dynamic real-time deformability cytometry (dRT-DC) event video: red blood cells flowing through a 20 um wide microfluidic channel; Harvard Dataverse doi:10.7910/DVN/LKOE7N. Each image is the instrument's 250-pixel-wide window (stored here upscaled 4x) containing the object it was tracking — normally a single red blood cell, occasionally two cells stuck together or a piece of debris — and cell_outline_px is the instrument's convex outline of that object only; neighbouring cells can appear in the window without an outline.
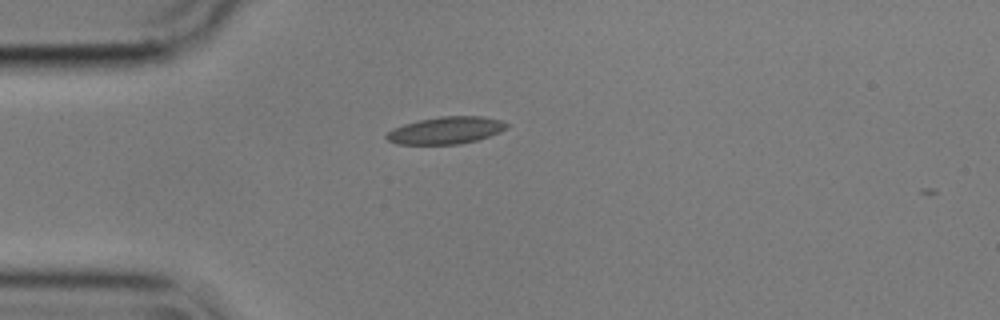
{"species": "common noctule bat (a hibernating species)", "species_latin": "Nyctalus noctula", "temperature_condition": "cold", "stored_images_in_passage": 42, "camera_frame_rate_fps": 3000, "um_per_image_px": 0.085, "animal": {"sex": "male", "body_mass_g": 17.9}, "frame": {"image": 1, "passage_image": 1, "time_ms": 0.0, "image_size_px": [1000, 320], "cell_outline_px": [[508, 128], [500, 132], [476, 140], [460, 144], [396, 144], [388, 140], [384, 136], [392, 128], [404, 124], [420, 120], [440, 116], [480, 116], [500, 120], [508, 124]], "centroid_in_image_um": [37.89, 11.08], "position_along_channel_um": 47.1, "area_um2": 18.96}}
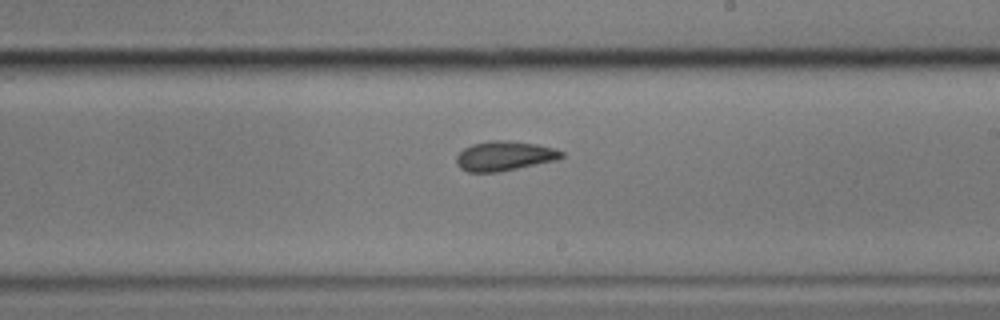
{"frame": {"image": 2, "passage_image": 19, "time_ms": 6.0, "image_size_px": [1000, 320], "cell_outline_px": [[564, 156], [556, 160], [500, 172], [468, 172], [460, 168], [456, 164], [456, 156], [464, 148], [472, 144], [492, 140], [504, 140], [536, 144], [556, 148], [564, 152]], "centroid_in_image_um": [42.87, 13.26], "position_along_channel_um": 246.1, "area_um2": 18.21}}
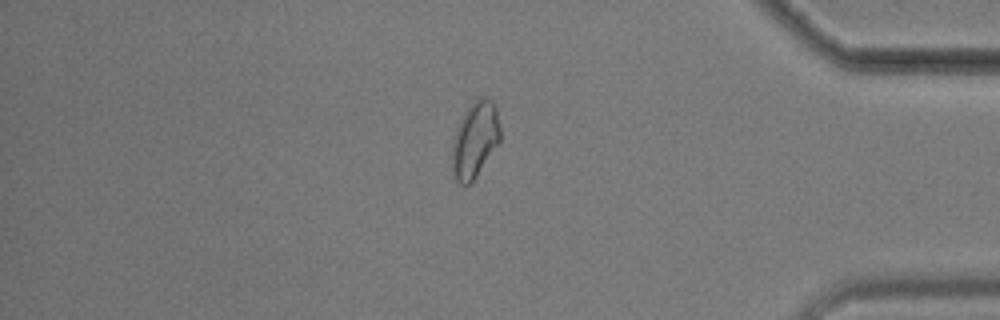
{"frame": {"image": 3, "passage_image": 34, "time_ms": 11.0, "image_size_px": [1000, 320], "cell_outline_px": [[500, 140], [476, 176], [468, 184], [460, 184], [456, 180], [452, 168], [452, 144], [456, 128], [464, 112], [476, 100], [484, 96], [492, 100], [496, 108], [500, 128]], "centroid_in_image_um": [40.36, 11.86], "position_along_channel_um": 394.8, "area_um2": 20.92}, "authors_computed_cell_mechanics": {"area_um2": 18.4382, "velocity_mm_per_s": 3.549, "shape_relaxation_time_tau1_ms": 2.6362, "shape_relaxation_time_tau2_ms": 2.5049, "deformation_change_tau1": 0.0913, "deformation_change_tau2": 0.0783}}